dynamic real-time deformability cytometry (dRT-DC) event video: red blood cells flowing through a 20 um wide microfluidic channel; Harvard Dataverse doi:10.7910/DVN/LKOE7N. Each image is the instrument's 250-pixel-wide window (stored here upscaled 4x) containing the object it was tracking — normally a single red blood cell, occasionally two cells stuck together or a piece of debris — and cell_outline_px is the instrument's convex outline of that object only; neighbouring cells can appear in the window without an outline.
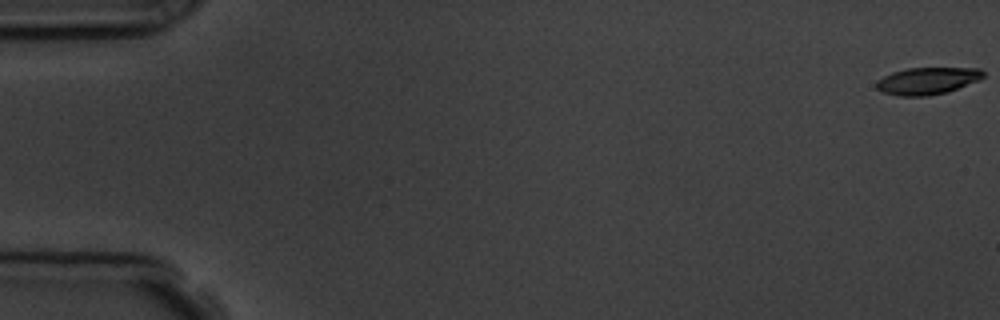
{"species": "common noctule bat (a hibernating species)", "species_latin": "Nyctalus noctula", "temperature_condition": "room temperature", "stored_images_in_passage": 16, "camera_frame_rate_fps": 3000, "um_per_image_px": 0.085, "animal": {"sex": "male", "body_mass_g": 19.5, "forearm_length_mm": 54.6}, "frame": {"image": 1, "passage_image": 1, "time_ms": 0.0, "image_size_px": [1000, 320], "cell_outline_px": [[984, 76], [980, 80], [948, 92], [928, 96], [896, 96], [884, 92], [876, 88], [876, 80], [892, 72], [908, 68], [980, 68], [984, 72]], "centroid_in_image_um": [78.83, 6.87], "position_along_channel_um": 6.2, "area_um2": 16.99}}
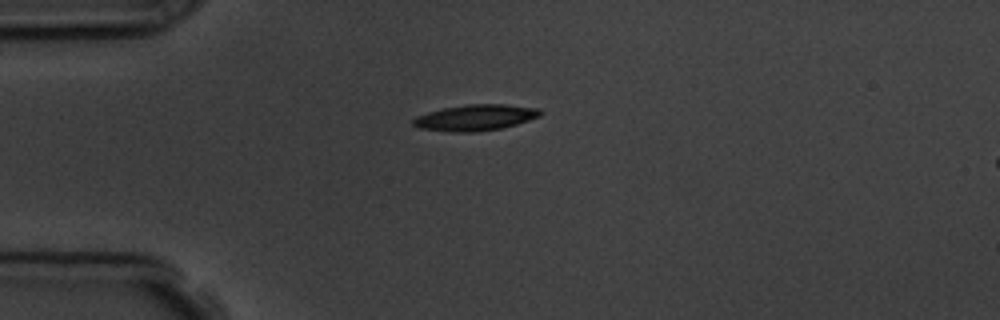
{"frame": {"image": 2, "passage_image": 5, "time_ms": 4.667, "image_size_px": [1000, 320], "cell_outline_px": [[544, 112], [540, 116], [516, 124], [500, 128], [476, 132], [452, 132], [420, 128], [412, 124], [412, 120], [416, 116], [428, 112], [444, 108], [468, 104], [504, 104], [540, 108]], "centroid_in_image_um": [40.42, 9.99], "position_along_channel_um": 44.6, "area_um2": 19.25}, "authors_computed_cell_mechanics": {"area_um2": 18.6116, "velocity_mm_per_s": 3.7499, "shape_relaxation_time_tau1_ms": 5.576, "shape_relaxation_time_tau2_ms": null, "deformation_change_tau1": 0.2071, "deformation_change_tau2": null}}